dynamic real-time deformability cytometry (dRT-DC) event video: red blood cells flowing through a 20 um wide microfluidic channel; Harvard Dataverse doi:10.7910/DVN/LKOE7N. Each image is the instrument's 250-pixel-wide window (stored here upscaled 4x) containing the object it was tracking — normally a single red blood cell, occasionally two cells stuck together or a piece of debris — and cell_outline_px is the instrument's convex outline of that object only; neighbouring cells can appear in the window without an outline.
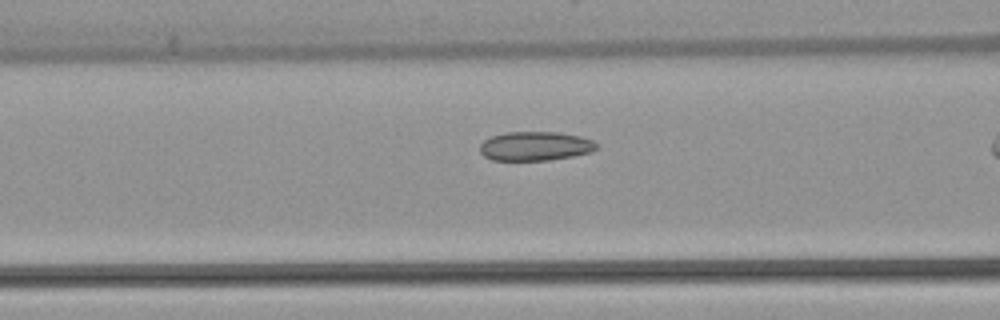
{"species": "common noctule bat (a hibernating species)", "species_latin": "Nyctalus noctula", "temperature_condition": "warm", "stored_images_in_passage": 31, "camera_frame_rate_fps": 3000, "um_per_image_px": 0.085, "animal": {"sex": "female", "body_mass_g": 22.7, "forearm_length_mm": 54.2}, "frame": {"image": 1, "passage_image": 11, "time_ms": 3.333, "image_size_px": [1000, 320], "cell_outline_px": [[600, 144], [592, 152], [572, 156], [548, 160], [492, 160], [484, 156], [480, 152], [480, 144], [484, 140], [492, 136], [508, 132], [560, 132], [580, 136], [592, 140]], "centroid_in_image_um": [45.51, 12.42], "position_along_channel_um": 121.1, "area_um2": 19.83}}
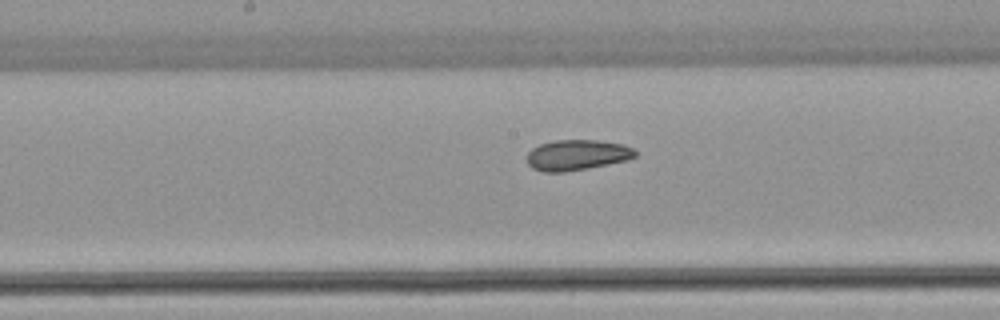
{"frame": {"image": 2, "passage_image": 17, "time_ms": 5.333, "image_size_px": [1000, 320], "cell_outline_px": [[636, 156], [628, 160], [588, 168], [564, 172], [544, 172], [532, 168], [528, 164], [528, 152], [532, 148], [540, 144], [556, 140], [596, 140], [624, 144], [632, 148], [636, 152]], "centroid_in_image_um": [49.05, 13.17], "position_along_channel_um": 199.2, "area_um2": 19.25}}
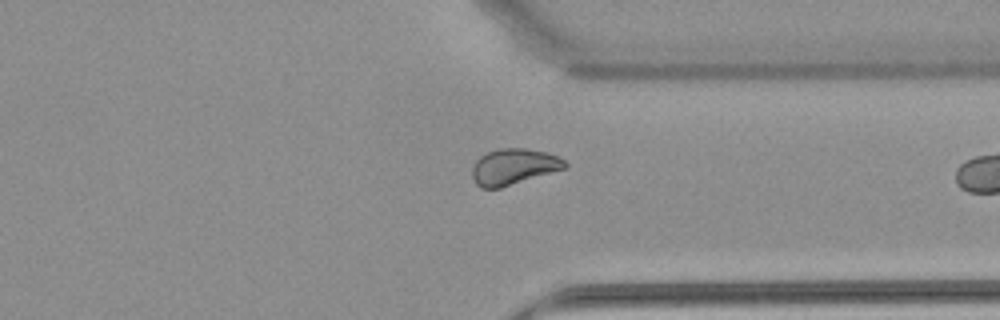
{"frame": {"image": 3, "passage_image": 30, "time_ms": 9.667, "image_size_px": [1000, 320], "cell_outline_px": [[568, 168], [500, 188], [480, 188], [476, 184], [472, 176], [472, 168], [476, 160], [480, 156], [488, 152], [500, 148], [524, 148], [548, 152], [564, 160], [568, 164]], "centroid_in_image_um": [43.68, 14.17], "position_along_channel_um": 367.7, "area_um2": 19.59}}